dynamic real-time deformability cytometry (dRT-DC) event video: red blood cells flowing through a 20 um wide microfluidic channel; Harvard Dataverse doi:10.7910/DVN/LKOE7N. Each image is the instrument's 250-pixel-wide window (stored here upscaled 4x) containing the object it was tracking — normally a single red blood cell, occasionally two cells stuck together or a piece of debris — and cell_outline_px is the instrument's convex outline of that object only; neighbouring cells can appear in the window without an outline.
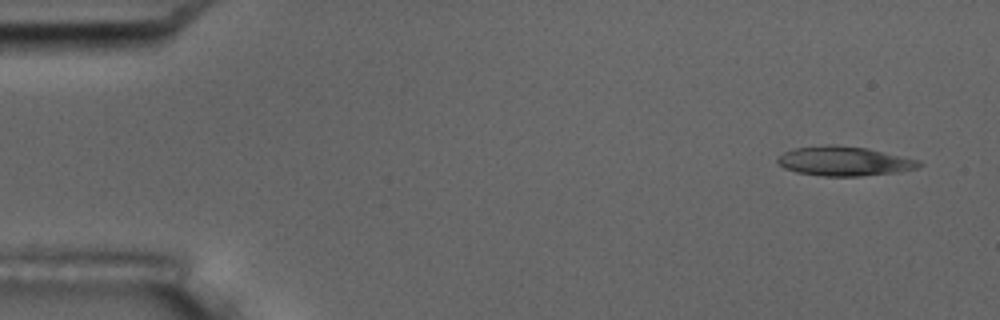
{"species": "common noctule bat (a hibernating species)", "species_latin": "Nyctalus noctula", "temperature_condition": "room temperature", "stored_images_in_passage": 8, "camera_frame_rate_fps": 3000, "um_per_image_px": 0.085, "animal": {"sex": "male", "body_mass_g": 17.5, "forearm_length_mm": 52.3}, "frame": {"image": 1, "passage_image": 1, "time_ms": 0.0, "image_size_px": [1000, 320], "cell_outline_px": [[924, 164], [916, 168], [900, 172], [860, 176], [824, 176], [796, 172], [784, 168], [776, 160], [776, 156], [784, 152], [796, 148], [828, 144], [836, 144], [868, 148], [920, 160]], "centroid_in_image_um": [71.77, 13.69], "position_along_channel_um": 13.2, "area_um2": 24.45}}
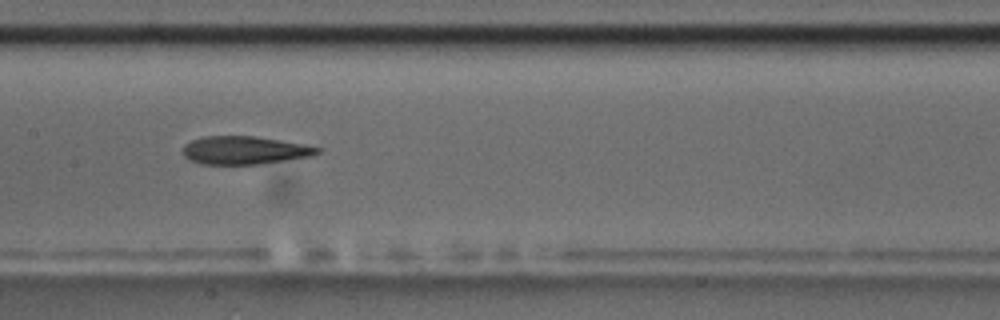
{"frame": {"image": 2, "passage_image": 8, "time_ms": 8.0, "image_size_px": [1000, 320], "cell_outline_px": [[324, 148], [320, 152], [312, 156], [256, 164], [200, 164], [188, 160], [180, 152], [184, 144], [192, 140], [204, 136], [256, 136], [304, 144]], "centroid_in_image_um": [20.75, 12.77], "position_along_channel_um": 186.6, "area_um2": 22.2}}